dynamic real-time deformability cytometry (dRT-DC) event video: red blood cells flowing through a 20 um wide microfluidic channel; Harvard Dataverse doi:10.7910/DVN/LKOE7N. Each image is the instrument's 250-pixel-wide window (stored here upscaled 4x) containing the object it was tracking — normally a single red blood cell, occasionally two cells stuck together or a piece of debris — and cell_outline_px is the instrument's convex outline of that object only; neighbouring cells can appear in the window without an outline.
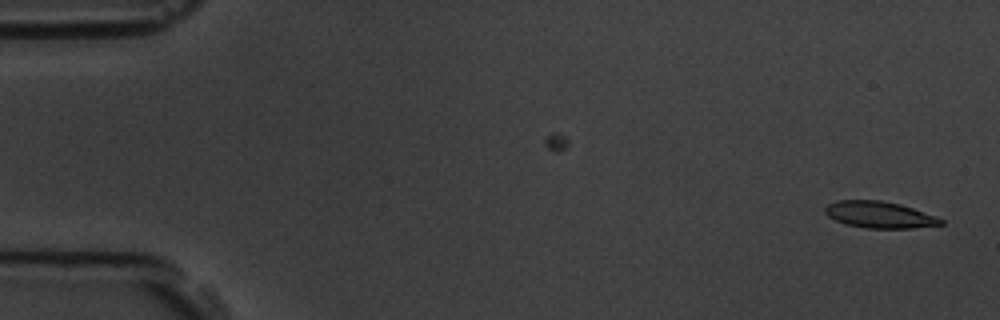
{"species": "common noctule bat (a hibernating species)", "species_latin": "Nyctalus noctula", "temperature_condition": "room temperature", "stored_images_in_passage": 2, "camera_frame_rate_fps": 3000, "um_per_image_px": 0.085, "animal": {"sex": "male", "body_mass_g": 19.5, "forearm_length_mm": 54.6}, "frame": {"image": 1, "passage_image": 2, "time_ms": 1.333, "image_size_px": [1000, 320], "cell_outline_px": [[944, 224], [912, 228], [864, 228], [844, 224], [828, 216], [824, 212], [824, 208], [828, 204], [836, 200], [880, 200], [900, 204], [936, 216], [944, 220]], "centroid_in_image_um": [74.73, 18.25], "position_along_channel_um": 10.3, "area_um2": 17.98}}